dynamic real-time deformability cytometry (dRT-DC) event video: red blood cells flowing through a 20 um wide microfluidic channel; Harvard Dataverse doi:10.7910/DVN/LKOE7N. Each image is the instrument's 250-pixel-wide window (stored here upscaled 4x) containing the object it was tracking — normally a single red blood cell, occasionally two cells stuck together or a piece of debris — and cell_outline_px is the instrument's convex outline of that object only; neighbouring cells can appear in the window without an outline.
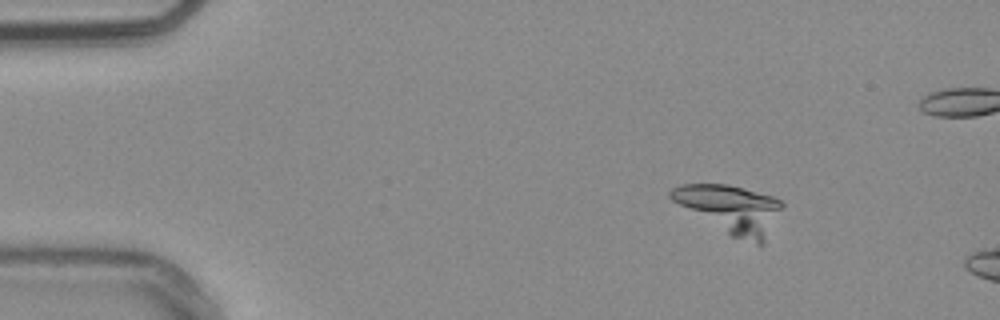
{"species": "common noctule bat (a hibernating species)", "species_latin": "Nyctalus noctula", "temperature_condition": "warm", "stored_images_in_passage": 13, "camera_frame_rate_fps": 3000, "um_per_image_px": 0.085, "animal": {"sex": "male", "body_mass_g": 20.4}, "frame": {"image": 1, "passage_image": 8, "time_ms": 2.333, "image_size_px": [1000, 320], "cell_outline_px": [[784, 204], [764, 244], [756, 244], [732, 236], [672, 200], [668, 196], [668, 192], [672, 188], [680, 184], [728, 184], [772, 196], [780, 200]], "centroid_in_image_um": [62.13, 17.75], "position_along_channel_um": 22.9, "area_um2": 30.58}}